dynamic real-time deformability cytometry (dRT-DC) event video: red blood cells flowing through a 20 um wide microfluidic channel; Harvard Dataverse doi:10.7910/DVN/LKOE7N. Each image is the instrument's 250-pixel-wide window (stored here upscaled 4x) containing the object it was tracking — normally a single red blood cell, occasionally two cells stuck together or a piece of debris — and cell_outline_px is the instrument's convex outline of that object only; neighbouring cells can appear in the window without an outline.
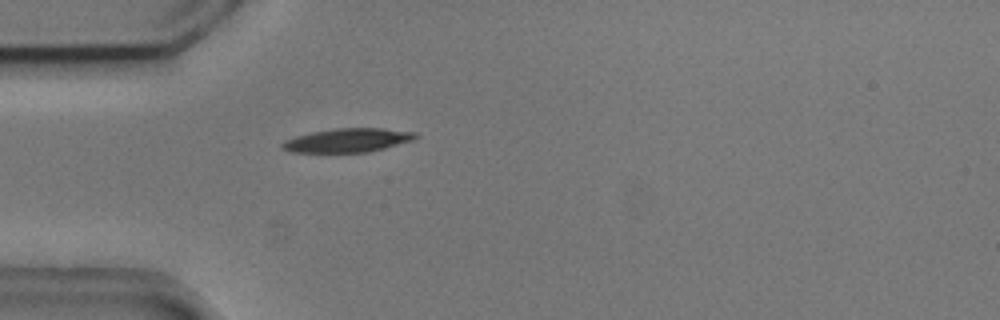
{"species": "common noctule bat (a hibernating species)", "species_latin": "Nyctalus noctula", "temperature_condition": "cold", "stored_images_in_passage": 22, "camera_frame_rate_fps": 3000, "um_per_image_px": 0.085, "animal": {"sex": "male", "body_mass_g": 20.5, "forearm_length_mm": 52.5}, "frame": {"image": 1, "passage_image": 1, "time_ms": 0.0, "image_size_px": [1000, 320], "cell_outline_px": [[420, 136], [412, 140], [384, 148], [368, 152], [292, 152], [280, 148], [280, 144], [284, 140], [296, 136], [312, 132], [336, 128], [384, 128], [416, 132]], "centroid_in_image_um": [29.54, 11.92], "position_along_channel_um": 55.5, "area_um2": 18.5}}
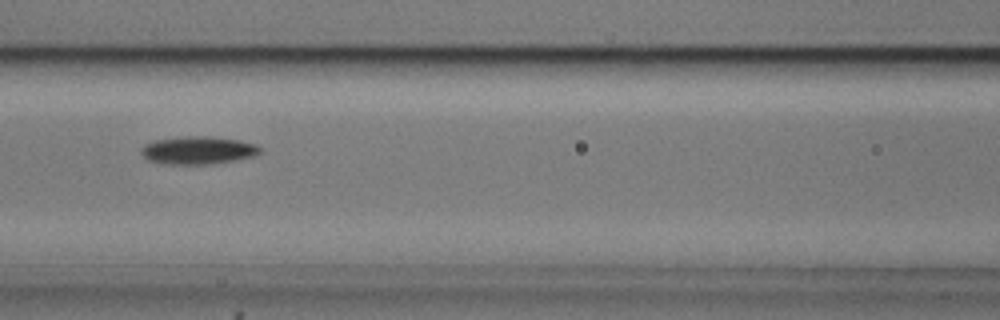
{"frame": {"image": 2, "passage_image": 9, "time_ms": 2.667, "image_size_px": [1000, 320], "cell_outline_px": [[264, 148], [256, 156], [236, 160], [208, 164], [160, 164], [148, 160], [140, 152], [140, 148], [144, 144], [152, 140], [184, 136], [208, 136], [240, 140], [256, 144]], "centroid_in_image_um": [16.83, 12.77], "position_along_channel_um": 149.8, "area_um2": 19.65}}